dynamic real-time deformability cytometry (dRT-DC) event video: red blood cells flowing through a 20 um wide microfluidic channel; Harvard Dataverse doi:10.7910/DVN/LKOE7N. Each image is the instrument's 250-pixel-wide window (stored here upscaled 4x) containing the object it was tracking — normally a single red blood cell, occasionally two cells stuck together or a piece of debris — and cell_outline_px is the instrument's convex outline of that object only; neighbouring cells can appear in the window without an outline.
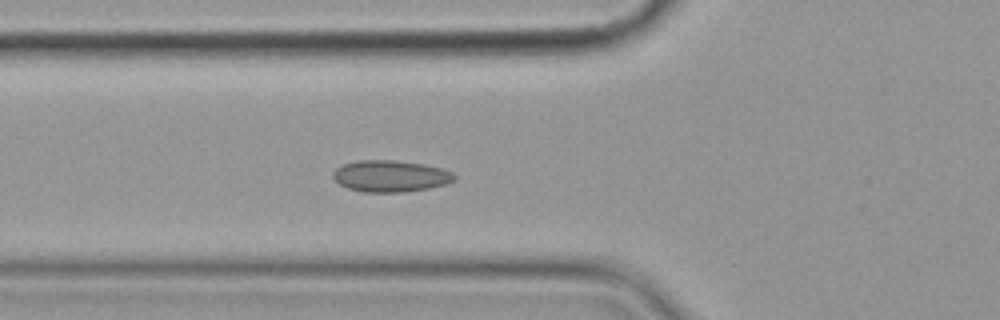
{"species": "common noctule bat (a hibernating species)", "species_latin": "Nyctalus noctula", "temperature_condition": "cold", "stored_images_in_passage": 3, "camera_frame_rate_fps": 3000, "um_per_image_px": 0.085, "animal": {"sex": "female", "body_mass_g": 19.9}, "frame": {"image": 1, "passage_image": 3, "time_ms": 2.333, "image_size_px": [1000, 320], "cell_outline_px": [[456, 180], [444, 184], [428, 188], [404, 192], [364, 192], [348, 188], [340, 184], [332, 176], [332, 172], [336, 168], [344, 164], [356, 160], [396, 160], [424, 164], [440, 168], [452, 172], [456, 176]], "centroid_in_image_um": [33.18, 14.96], "position_along_channel_um": 92.6, "area_um2": 22.31}}